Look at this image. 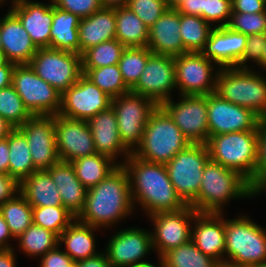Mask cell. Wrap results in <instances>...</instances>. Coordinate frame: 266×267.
I'll list each match as a JSON object with an SVG mask.
<instances>
[{
    "mask_svg": "<svg viewBox=\"0 0 266 267\" xmlns=\"http://www.w3.org/2000/svg\"><path fill=\"white\" fill-rule=\"evenodd\" d=\"M0 172L9 175L8 137L0 139Z\"/></svg>",
    "mask_w": 266,
    "mask_h": 267,
    "instance_id": "56",
    "label": "cell"
},
{
    "mask_svg": "<svg viewBox=\"0 0 266 267\" xmlns=\"http://www.w3.org/2000/svg\"><path fill=\"white\" fill-rule=\"evenodd\" d=\"M253 198L249 182L237 171L209 160L202 174L197 197L189 204L198 213H224L232 200Z\"/></svg>",
    "mask_w": 266,
    "mask_h": 267,
    "instance_id": "3",
    "label": "cell"
},
{
    "mask_svg": "<svg viewBox=\"0 0 266 267\" xmlns=\"http://www.w3.org/2000/svg\"><path fill=\"white\" fill-rule=\"evenodd\" d=\"M179 99L174 102L172 97L161 106L191 143L206 144L209 139L207 96L179 95Z\"/></svg>",
    "mask_w": 266,
    "mask_h": 267,
    "instance_id": "15",
    "label": "cell"
},
{
    "mask_svg": "<svg viewBox=\"0 0 266 267\" xmlns=\"http://www.w3.org/2000/svg\"><path fill=\"white\" fill-rule=\"evenodd\" d=\"M16 250L12 249H0V267H16Z\"/></svg>",
    "mask_w": 266,
    "mask_h": 267,
    "instance_id": "58",
    "label": "cell"
},
{
    "mask_svg": "<svg viewBox=\"0 0 266 267\" xmlns=\"http://www.w3.org/2000/svg\"><path fill=\"white\" fill-rule=\"evenodd\" d=\"M259 130L209 136L206 145L210 160L237 171L249 183L255 178L258 163Z\"/></svg>",
    "mask_w": 266,
    "mask_h": 267,
    "instance_id": "5",
    "label": "cell"
},
{
    "mask_svg": "<svg viewBox=\"0 0 266 267\" xmlns=\"http://www.w3.org/2000/svg\"><path fill=\"white\" fill-rule=\"evenodd\" d=\"M214 259L202 253L190 240L164 253L158 262L161 267H212Z\"/></svg>",
    "mask_w": 266,
    "mask_h": 267,
    "instance_id": "37",
    "label": "cell"
},
{
    "mask_svg": "<svg viewBox=\"0 0 266 267\" xmlns=\"http://www.w3.org/2000/svg\"><path fill=\"white\" fill-rule=\"evenodd\" d=\"M227 27L233 31L243 33L247 36L265 33V12H232Z\"/></svg>",
    "mask_w": 266,
    "mask_h": 267,
    "instance_id": "44",
    "label": "cell"
},
{
    "mask_svg": "<svg viewBox=\"0 0 266 267\" xmlns=\"http://www.w3.org/2000/svg\"><path fill=\"white\" fill-rule=\"evenodd\" d=\"M115 38L126 48L147 47L148 27L128 7L115 8Z\"/></svg>",
    "mask_w": 266,
    "mask_h": 267,
    "instance_id": "32",
    "label": "cell"
},
{
    "mask_svg": "<svg viewBox=\"0 0 266 267\" xmlns=\"http://www.w3.org/2000/svg\"><path fill=\"white\" fill-rule=\"evenodd\" d=\"M53 4L79 18L89 17L102 8L99 0H52Z\"/></svg>",
    "mask_w": 266,
    "mask_h": 267,
    "instance_id": "48",
    "label": "cell"
},
{
    "mask_svg": "<svg viewBox=\"0 0 266 267\" xmlns=\"http://www.w3.org/2000/svg\"><path fill=\"white\" fill-rule=\"evenodd\" d=\"M19 192L32 207L63 206L57 186L46 170L35 171L23 179Z\"/></svg>",
    "mask_w": 266,
    "mask_h": 267,
    "instance_id": "30",
    "label": "cell"
},
{
    "mask_svg": "<svg viewBox=\"0 0 266 267\" xmlns=\"http://www.w3.org/2000/svg\"><path fill=\"white\" fill-rule=\"evenodd\" d=\"M209 136L259 130L260 117L251 109L222 99L217 93L207 95Z\"/></svg>",
    "mask_w": 266,
    "mask_h": 267,
    "instance_id": "17",
    "label": "cell"
},
{
    "mask_svg": "<svg viewBox=\"0 0 266 267\" xmlns=\"http://www.w3.org/2000/svg\"><path fill=\"white\" fill-rule=\"evenodd\" d=\"M247 37L227 26L214 27L200 53L219 68L236 67L244 54Z\"/></svg>",
    "mask_w": 266,
    "mask_h": 267,
    "instance_id": "21",
    "label": "cell"
},
{
    "mask_svg": "<svg viewBox=\"0 0 266 267\" xmlns=\"http://www.w3.org/2000/svg\"><path fill=\"white\" fill-rule=\"evenodd\" d=\"M33 223L58 236L76 219L64 206L32 207Z\"/></svg>",
    "mask_w": 266,
    "mask_h": 267,
    "instance_id": "42",
    "label": "cell"
},
{
    "mask_svg": "<svg viewBox=\"0 0 266 267\" xmlns=\"http://www.w3.org/2000/svg\"><path fill=\"white\" fill-rule=\"evenodd\" d=\"M55 134L60 161L72 162L97 153L87 121L55 115Z\"/></svg>",
    "mask_w": 266,
    "mask_h": 267,
    "instance_id": "20",
    "label": "cell"
},
{
    "mask_svg": "<svg viewBox=\"0 0 266 267\" xmlns=\"http://www.w3.org/2000/svg\"><path fill=\"white\" fill-rule=\"evenodd\" d=\"M265 34H266V10H265Z\"/></svg>",
    "mask_w": 266,
    "mask_h": 267,
    "instance_id": "68",
    "label": "cell"
},
{
    "mask_svg": "<svg viewBox=\"0 0 266 267\" xmlns=\"http://www.w3.org/2000/svg\"><path fill=\"white\" fill-rule=\"evenodd\" d=\"M246 215L225 219V259L245 267L266 264V229Z\"/></svg>",
    "mask_w": 266,
    "mask_h": 267,
    "instance_id": "7",
    "label": "cell"
},
{
    "mask_svg": "<svg viewBox=\"0 0 266 267\" xmlns=\"http://www.w3.org/2000/svg\"><path fill=\"white\" fill-rule=\"evenodd\" d=\"M120 140L133 153L141 144L145 126L158 104L145 96L129 91L112 99Z\"/></svg>",
    "mask_w": 266,
    "mask_h": 267,
    "instance_id": "9",
    "label": "cell"
},
{
    "mask_svg": "<svg viewBox=\"0 0 266 267\" xmlns=\"http://www.w3.org/2000/svg\"><path fill=\"white\" fill-rule=\"evenodd\" d=\"M0 213L15 239L33 224L32 206L20 192L0 206Z\"/></svg>",
    "mask_w": 266,
    "mask_h": 267,
    "instance_id": "36",
    "label": "cell"
},
{
    "mask_svg": "<svg viewBox=\"0 0 266 267\" xmlns=\"http://www.w3.org/2000/svg\"><path fill=\"white\" fill-rule=\"evenodd\" d=\"M232 12L262 13L266 10L264 0H231Z\"/></svg>",
    "mask_w": 266,
    "mask_h": 267,
    "instance_id": "52",
    "label": "cell"
},
{
    "mask_svg": "<svg viewBox=\"0 0 266 267\" xmlns=\"http://www.w3.org/2000/svg\"><path fill=\"white\" fill-rule=\"evenodd\" d=\"M123 167L128 174L135 211L141 206L145 216H150L158 212L178 211L187 206L174 189L165 164L144 161L131 153L123 162Z\"/></svg>",
    "mask_w": 266,
    "mask_h": 267,
    "instance_id": "1",
    "label": "cell"
},
{
    "mask_svg": "<svg viewBox=\"0 0 266 267\" xmlns=\"http://www.w3.org/2000/svg\"><path fill=\"white\" fill-rule=\"evenodd\" d=\"M190 143L169 113L158 105L145 126L141 144L133 154L144 161L167 164Z\"/></svg>",
    "mask_w": 266,
    "mask_h": 267,
    "instance_id": "4",
    "label": "cell"
},
{
    "mask_svg": "<svg viewBox=\"0 0 266 267\" xmlns=\"http://www.w3.org/2000/svg\"><path fill=\"white\" fill-rule=\"evenodd\" d=\"M77 178L86 189L96 186L118 165L110 158L99 153L80 157L71 162Z\"/></svg>",
    "mask_w": 266,
    "mask_h": 267,
    "instance_id": "34",
    "label": "cell"
},
{
    "mask_svg": "<svg viewBox=\"0 0 266 267\" xmlns=\"http://www.w3.org/2000/svg\"><path fill=\"white\" fill-rule=\"evenodd\" d=\"M266 43V34H253L247 37L246 47L242 58L238 62L236 68L252 69L249 63L253 62L255 65H261L263 46Z\"/></svg>",
    "mask_w": 266,
    "mask_h": 267,
    "instance_id": "47",
    "label": "cell"
},
{
    "mask_svg": "<svg viewBox=\"0 0 266 267\" xmlns=\"http://www.w3.org/2000/svg\"><path fill=\"white\" fill-rule=\"evenodd\" d=\"M166 1H167L168 9H177L182 4V2L188 1V0H166Z\"/></svg>",
    "mask_w": 266,
    "mask_h": 267,
    "instance_id": "63",
    "label": "cell"
},
{
    "mask_svg": "<svg viewBox=\"0 0 266 267\" xmlns=\"http://www.w3.org/2000/svg\"><path fill=\"white\" fill-rule=\"evenodd\" d=\"M141 267H161L160 264H154L152 262V264L146 265V266H141Z\"/></svg>",
    "mask_w": 266,
    "mask_h": 267,
    "instance_id": "67",
    "label": "cell"
},
{
    "mask_svg": "<svg viewBox=\"0 0 266 267\" xmlns=\"http://www.w3.org/2000/svg\"><path fill=\"white\" fill-rule=\"evenodd\" d=\"M134 209L127 171L118 165L99 184L87 189L84 208L76 219L108 230L126 220Z\"/></svg>",
    "mask_w": 266,
    "mask_h": 267,
    "instance_id": "2",
    "label": "cell"
},
{
    "mask_svg": "<svg viewBox=\"0 0 266 267\" xmlns=\"http://www.w3.org/2000/svg\"><path fill=\"white\" fill-rule=\"evenodd\" d=\"M12 86L33 116L58 115L62 94L41 79L29 64L15 65Z\"/></svg>",
    "mask_w": 266,
    "mask_h": 267,
    "instance_id": "10",
    "label": "cell"
},
{
    "mask_svg": "<svg viewBox=\"0 0 266 267\" xmlns=\"http://www.w3.org/2000/svg\"><path fill=\"white\" fill-rule=\"evenodd\" d=\"M225 212L198 213L192 223L191 241L214 260L225 259Z\"/></svg>",
    "mask_w": 266,
    "mask_h": 267,
    "instance_id": "24",
    "label": "cell"
},
{
    "mask_svg": "<svg viewBox=\"0 0 266 267\" xmlns=\"http://www.w3.org/2000/svg\"><path fill=\"white\" fill-rule=\"evenodd\" d=\"M15 65L14 63L8 62L5 66L0 67V89L12 85V75Z\"/></svg>",
    "mask_w": 266,
    "mask_h": 267,
    "instance_id": "57",
    "label": "cell"
},
{
    "mask_svg": "<svg viewBox=\"0 0 266 267\" xmlns=\"http://www.w3.org/2000/svg\"><path fill=\"white\" fill-rule=\"evenodd\" d=\"M0 116L18 128L33 115L24 106L22 99L12 85L0 89Z\"/></svg>",
    "mask_w": 266,
    "mask_h": 267,
    "instance_id": "43",
    "label": "cell"
},
{
    "mask_svg": "<svg viewBox=\"0 0 266 267\" xmlns=\"http://www.w3.org/2000/svg\"><path fill=\"white\" fill-rule=\"evenodd\" d=\"M175 62L173 56L152 54L132 92L154 100L161 105L176 91Z\"/></svg>",
    "mask_w": 266,
    "mask_h": 267,
    "instance_id": "19",
    "label": "cell"
},
{
    "mask_svg": "<svg viewBox=\"0 0 266 267\" xmlns=\"http://www.w3.org/2000/svg\"><path fill=\"white\" fill-rule=\"evenodd\" d=\"M18 129L24 134L34 167L48 170L60 161L55 134V116L35 115Z\"/></svg>",
    "mask_w": 266,
    "mask_h": 267,
    "instance_id": "18",
    "label": "cell"
},
{
    "mask_svg": "<svg viewBox=\"0 0 266 267\" xmlns=\"http://www.w3.org/2000/svg\"><path fill=\"white\" fill-rule=\"evenodd\" d=\"M16 240L21 252L32 259V257L40 258L55 248L58 245L59 236L33 223Z\"/></svg>",
    "mask_w": 266,
    "mask_h": 267,
    "instance_id": "35",
    "label": "cell"
},
{
    "mask_svg": "<svg viewBox=\"0 0 266 267\" xmlns=\"http://www.w3.org/2000/svg\"><path fill=\"white\" fill-rule=\"evenodd\" d=\"M28 32L37 48H50L51 25L53 22V1L36 2L25 0L8 8Z\"/></svg>",
    "mask_w": 266,
    "mask_h": 267,
    "instance_id": "23",
    "label": "cell"
},
{
    "mask_svg": "<svg viewBox=\"0 0 266 267\" xmlns=\"http://www.w3.org/2000/svg\"><path fill=\"white\" fill-rule=\"evenodd\" d=\"M202 4L203 0H188L176 9L180 14L196 15L202 18Z\"/></svg>",
    "mask_w": 266,
    "mask_h": 267,
    "instance_id": "54",
    "label": "cell"
},
{
    "mask_svg": "<svg viewBox=\"0 0 266 267\" xmlns=\"http://www.w3.org/2000/svg\"><path fill=\"white\" fill-rule=\"evenodd\" d=\"M7 14L0 17V36L2 50L9 62L16 65L29 64L37 47L20 20L7 9Z\"/></svg>",
    "mask_w": 266,
    "mask_h": 267,
    "instance_id": "25",
    "label": "cell"
},
{
    "mask_svg": "<svg viewBox=\"0 0 266 267\" xmlns=\"http://www.w3.org/2000/svg\"><path fill=\"white\" fill-rule=\"evenodd\" d=\"M213 26L200 16L180 14V35L187 52H201Z\"/></svg>",
    "mask_w": 266,
    "mask_h": 267,
    "instance_id": "38",
    "label": "cell"
},
{
    "mask_svg": "<svg viewBox=\"0 0 266 267\" xmlns=\"http://www.w3.org/2000/svg\"><path fill=\"white\" fill-rule=\"evenodd\" d=\"M148 30L147 48L153 54L175 57L185 53L179 32L180 13L176 9H167Z\"/></svg>",
    "mask_w": 266,
    "mask_h": 267,
    "instance_id": "26",
    "label": "cell"
},
{
    "mask_svg": "<svg viewBox=\"0 0 266 267\" xmlns=\"http://www.w3.org/2000/svg\"><path fill=\"white\" fill-rule=\"evenodd\" d=\"M212 267H245L229 259L215 260Z\"/></svg>",
    "mask_w": 266,
    "mask_h": 267,
    "instance_id": "61",
    "label": "cell"
},
{
    "mask_svg": "<svg viewBox=\"0 0 266 267\" xmlns=\"http://www.w3.org/2000/svg\"><path fill=\"white\" fill-rule=\"evenodd\" d=\"M259 68L262 69V72L266 74V43L263 46L261 65L258 67V69Z\"/></svg>",
    "mask_w": 266,
    "mask_h": 267,
    "instance_id": "64",
    "label": "cell"
},
{
    "mask_svg": "<svg viewBox=\"0 0 266 267\" xmlns=\"http://www.w3.org/2000/svg\"><path fill=\"white\" fill-rule=\"evenodd\" d=\"M150 28L168 9L166 0H128L126 5Z\"/></svg>",
    "mask_w": 266,
    "mask_h": 267,
    "instance_id": "45",
    "label": "cell"
},
{
    "mask_svg": "<svg viewBox=\"0 0 266 267\" xmlns=\"http://www.w3.org/2000/svg\"><path fill=\"white\" fill-rule=\"evenodd\" d=\"M112 98L84 74L62 93L58 115L69 119L88 121L111 106Z\"/></svg>",
    "mask_w": 266,
    "mask_h": 267,
    "instance_id": "16",
    "label": "cell"
},
{
    "mask_svg": "<svg viewBox=\"0 0 266 267\" xmlns=\"http://www.w3.org/2000/svg\"><path fill=\"white\" fill-rule=\"evenodd\" d=\"M74 267H111L105 251H101L95 256L74 262Z\"/></svg>",
    "mask_w": 266,
    "mask_h": 267,
    "instance_id": "53",
    "label": "cell"
},
{
    "mask_svg": "<svg viewBox=\"0 0 266 267\" xmlns=\"http://www.w3.org/2000/svg\"><path fill=\"white\" fill-rule=\"evenodd\" d=\"M0 50H2L1 36H0Z\"/></svg>",
    "mask_w": 266,
    "mask_h": 267,
    "instance_id": "69",
    "label": "cell"
},
{
    "mask_svg": "<svg viewBox=\"0 0 266 267\" xmlns=\"http://www.w3.org/2000/svg\"><path fill=\"white\" fill-rule=\"evenodd\" d=\"M46 171L57 186L63 206L77 218L84 208L87 189L77 178L71 162L59 161Z\"/></svg>",
    "mask_w": 266,
    "mask_h": 267,
    "instance_id": "27",
    "label": "cell"
},
{
    "mask_svg": "<svg viewBox=\"0 0 266 267\" xmlns=\"http://www.w3.org/2000/svg\"><path fill=\"white\" fill-rule=\"evenodd\" d=\"M99 228L75 219L60 235L58 244H64L66 252L74 262L85 260L100 253L96 249L95 231Z\"/></svg>",
    "mask_w": 266,
    "mask_h": 267,
    "instance_id": "29",
    "label": "cell"
},
{
    "mask_svg": "<svg viewBox=\"0 0 266 267\" xmlns=\"http://www.w3.org/2000/svg\"><path fill=\"white\" fill-rule=\"evenodd\" d=\"M266 178V116L260 118L259 141H258V163L255 178L249 183L252 190Z\"/></svg>",
    "mask_w": 266,
    "mask_h": 267,
    "instance_id": "49",
    "label": "cell"
},
{
    "mask_svg": "<svg viewBox=\"0 0 266 267\" xmlns=\"http://www.w3.org/2000/svg\"><path fill=\"white\" fill-rule=\"evenodd\" d=\"M8 62L5 52L0 50V67L5 66Z\"/></svg>",
    "mask_w": 266,
    "mask_h": 267,
    "instance_id": "65",
    "label": "cell"
},
{
    "mask_svg": "<svg viewBox=\"0 0 266 267\" xmlns=\"http://www.w3.org/2000/svg\"><path fill=\"white\" fill-rule=\"evenodd\" d=\"M16 240L10 230L9 227L4 220L2 214L0 213V249H12L15 248L13 247V244L10 243V240Z\"/></svg>",
    "mask_w": 266,
    "mask_h": 267,
    "instance_id": "55",
    "label": "cell"
},
{
    "mask_svg": "<svg viewBox=\"0 0 266 267\" xmlns=\"http://www.w3.org/2000/svg\"><path fill=\"white\" fill-rule=\"evenodd\" d=\"M125 48L116 38L90 47L81 54L82 68H99L118 64Z\"/></svg>",
    "mask_w": 266,
    "mask_h": 267,
    "instance_id": "40",
    "label": "cell"
},
{
    "mask_svg": "<svg viewBox=\"0 0 266 267\" xmlns=\"http://www.w3.org/2000/svg\"><path fill=\"white\" fill-rule=\"evenodd\" d=\"M87 122L92 133L96 152L110 158L117 165H123V162L131 155V152L120 140L113 107L110 106L108 109L99 112ZM117 158L124 160L119 162Z\"/></svg>",
    "mask_w": 266,
    "mask_h": 267,
    "instance_id": "22",
    "label": "cell"
},
{
    "mask_svg": "<svg viewBox=\"0 0 266 267\" xmlns=\"http://www.w3.org/2000/svg\"><path fill=\"white\" fill-rule=\"evenodd\" d=\"M178 95L207 96L215 93L220 68L200 52H187L174 57Z\"/></svg>",
    "mask_w": 266,
    "mask_h": 267,
    "instance_id": "12",
    "label": "cell"
},
{
    "mask_svg": "<svg viewBox=\"0 0 266 267\" xmlns=\"http://www.w3.org/2000/svg\"><path fill=\"white\" fill-rule=\"evenodd\" d=\"M113 234L104 250L111 267H141L152 264L146 258L153 251L151 230L132 226L118 229Z\"/></svg>",
    "mask_w": 266,
    "mask_h": 267,
    "instance_id": "14",
    "label": "cell"
},
{
    "mask_svg": "<svg viewBox=\"0 0 266 267\" xmlns=\"http://www.w3.org/2000/svg\"><path fill=\"white\" fill-rule=\"evenodd\" d=\"M266 192V178L263 179L254 189H253V198L263 195L262 193Z\"/></svg>",
    "mask_w": 266,
    "mask_h": 267,
    "instance_id": "62",
    "label": "cell"
},
{
    "mask_svg": "<svg viewBox=\"0 0 266 267\" xmlns=\"http://www.w3.org/2000/svg\"><path fill=\"white\" fill-rule=\"evenodd\" d=\"M231 13V0H203L202 19L213 27L227 26Z\"/></svg>",
    "mask_w": 266,
    "mask_h": 267,
    "instance_id": "46",
    "label": "cell"
},
{
    "mask_svg": "<svg viewBox=\"0 0 266 267\" xmlns=\"http://www.w3.org/2000/svg\"><path fill=\"white\" fill-rule=\"evenodd\" d=\"M198 212L190 205L178 210L147 216L152 221V247L160 258L164 253L191 240V228Z\"/></svg>",
    "mask_w": 266,
    "mask_h": 267,
    "instance_id": "13",
    "label": "cell"
},
{
    "mask_svg": "<svg viewBox=\"0 0 266 267\" xmlns=\"http://www.w3.org/2000/svg\"><path fill=\"white\" fill-rule=\"evenodd\" d=\"M20 190V183L8 174L0 172V206L13 198Z\"/></svg>",
    "mask_w": 266,
    "mask_h": 267,
    "instance_id": "51",
    "label": "cell"
},
{
    "mask_svg": "<svg viewBox=\"0 0 266 267\" xmlns=\"http://www.w3.org/2000/svg\"><path fill=\"white\" fill-rule=\"evenodd\" d=\"M78 31L79 54L90 47L115 39V8L102 7L89 17L81 18Z\"/></svg>",
    "mask_w": 266,
    "mask_h": 267,
    "instance_id": "28",
    "label": "cell"
},
{
    "mask_svg": "<svg viewBox=\"0 0 266 267\" xmlns=\"http://www.w3.org/2000/svg\"><path fill=\"white\" fill-rule=\"evenodd\" d=\"M15 129L5 118L0 116V139L7 138Z\"/></svg>",
    "mask_w": 266,
    "mask_h": 267,
    "instance_id": "59",
    "label": "cell"
},
{
    "mask_svg": "<svg viewBox=\"0 0 266 267\" xmlns=\"http://www.w3.org/2000/svg\"><path fill=\"white\" fill-rule=\"evenodd\" d=\"M152 51L147 47L125 48L121 54L118 67L125 84L132 89L140 79Z\"/></svg>",
    "mask_w": 266,
    "mask_h": 267,
    "instance_id": "41",
    "label": "cell"
},
{
    "mask_svg": "<svg viewBox=\"0 0 266 267\" xmlns=\"http://www.w3.org/2000/svg\"><path fill=\"white\" fill-rule=\"evenodd\" d=\"M210 160L206 144L190 143L165 164L177 194L189 205L198 195L203 169Z\"/></svg>",
    "mask_w": 266,
    "mask_h": 267,
    "instance_id": "8",
    "label": "cell"
},
{
    "mask_svg": "<svg viewBox=\"0 0 266 267\" xmlns=\"http://www.w3.org/2000/svg\"><path fill=\"white\" fill-rule=\"evenodd\" d=\"M102 7L105 8H119L126 6L128 0H99Z\"/></svg>",
    "mask_w": 266,
    "mask_h": 267,
    "instance_id": "60",
    "label": "cell"
},
{
    "mask_svg": "<svg viewBox=\"0 0 266 267\" xmlns=\"http://www.w3.org/2000/svg\"><path fill=\"white\" fill-rule=\"evenodd\" d=\"M29 65L41 79L61 94L83 74L81 54L49 47L38 48Z\"/></svg>",
    "mask_w": 266,
    "mask_h": 267,
    "instance_id": "11",
    "label": "cell"
},
{
    "mask_svg": "<svg viewBox=\"0 0 266 267\" xmlns=\"http://www.w3.org/2000/svg\"><path fill=\"white\" fill-rule=\"evenodd\" d=\"M80 19L77 15L53 4L50 48L79 54Z\"/></svg>",
    "mask_w": 266,
    "mask_h": 267,
    "instance_id": "31",
    "label": "cell"
},
{
    "mask_svg": "<svg viewBox=\"0 0 266 267\" xmlns=\"http://www.w3.org/2000/svg\"><path fill=\"white\" fill-rule=\"evenodd\" d=\"M9 146V175L19 183L38 171L33 164L30 149L24 134L15 128L8 136Z\"/></svg>",
    "mask_w": 266,
    "mask_h": 267,
    "instance_id": "33",
    "label": "cell"
},
{
    "mask_svg": "<svg viewBox=\"0 0 266 267\" xmlns=\"http://www.w3.org/2000/svg\"><path fill=\"white\" fill-rule=\"evenodd\" d=\"M8 1H6V0H0V6L5 5V3L8 2ZM23 1H25V0H10V2H11L10 4H12L10 6H13L15 4H19V3L23 2Z\"/></svg>",
    "mask_w": 266,
    "mask_h": 267,
    "instance_id": "66",
    "label": "cell"
},
{
    "mask_svg": "<svg viewBox=\"0 0 266 267\" xmlns=\"http://www.w3.org/2000/svg\"><path fill=\"white\" fill-rule=\"evenodd\" d=\"M58 244L55 248L48 251L45 255L41 256L38 263L39 267H74V261L71 257L61 250Z\"/></svg>",
    "mask_w": 266,
    "mask_h": 267,
    "instance_id": "50",
    "label": "cell"
},
{
    "mask_svg": "<svg viewBox=\"0 0 266 267\" xmlns=\"http://www.w3.org/2000/svg\"><path fill=\"white\" fill-rule=\"evenodd\" d=\"M82 73L112 99L131 91L123 80L118 64L99 68H82Z\"/></svg>",
    "mask_w": 266,
    "mask_h": 267,
    "instance_id": "39",
    "label": "cell"
},
{
    "mask_svg": "<svg viewBox=\"0 0 266 267\" xmlns=\"http://www.w3.org/2000/svg\"><path fill=\"white\" fill-rule=\"evenodd\" d=\"M256 69L220 68L215 93L262 118L266 116V74Z\"/></svg>",
    "mask_w": 266,
    "mask_h": 267,
    "instance_id": "6",
    "label": "cell"
}]
</instances>
